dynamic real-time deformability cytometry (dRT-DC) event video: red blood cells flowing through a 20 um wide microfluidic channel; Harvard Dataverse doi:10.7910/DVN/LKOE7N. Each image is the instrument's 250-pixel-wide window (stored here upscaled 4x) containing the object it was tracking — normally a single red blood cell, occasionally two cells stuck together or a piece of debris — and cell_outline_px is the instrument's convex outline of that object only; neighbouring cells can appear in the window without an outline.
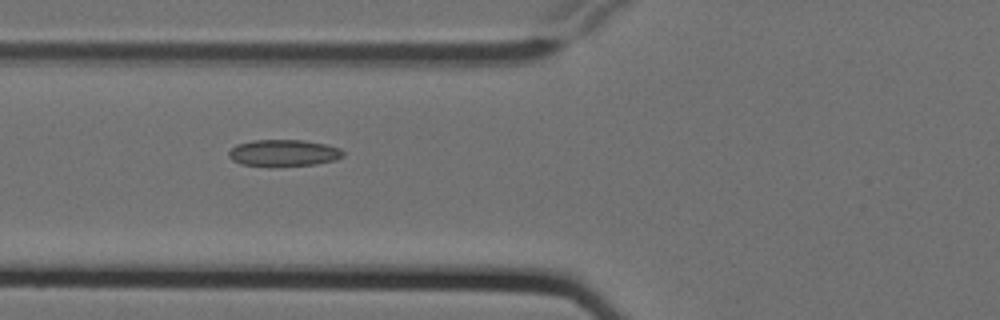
{"species": "Egyptian fruit bat (a non-hibernating species)", "species_latin": "Rousettus aegyptiacus", "temperature_condition": "cold", "stored_images_in_passage": 9, "camera_frame_rate_fps": 3000, "um_per_image_px": 0.085, "animal": {"sex": "female"}, "frame": {"image": 1, "passage_image": 7, "time_ms": 2.0, "image_size_px": [1000, 320], "cell_outline_px": [[344, 156], [336, 160], [316, 164], [272, 168], [268, 168], [240, 164], [232, 160], [228, 156], [228, 152], [236, 144], [252, 140], [304, 140], [324, 144], [340, 148], [344, 152]], "centroid_in_image_um": [24.08, 13.03], "position_along_channel_um": 101.7, "area_um2": 18.38}}
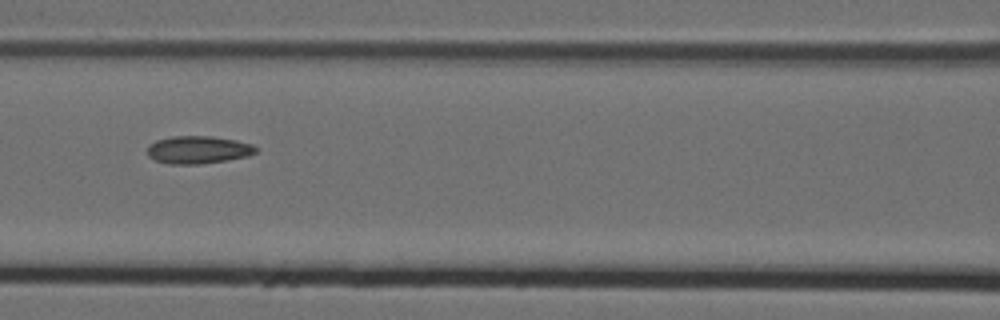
{"frame": {"image": 2, "passage_image": 8, "time_ms": 2.333, "image_size_px": [1000, 320], "cell_outline_px": [[256, 152], [248, 156], [228, 160], [200, 164], [168, 164], [156, 160], [148, 156], [148, 144], [156, 140], [172, 136], [212, 136], [236, 140], [252, 144], [256, 148]], "centroid_in_image_um": [16.83, 12.73], "position_along_channel_um": 149.8, "area_um2": 17.57}}
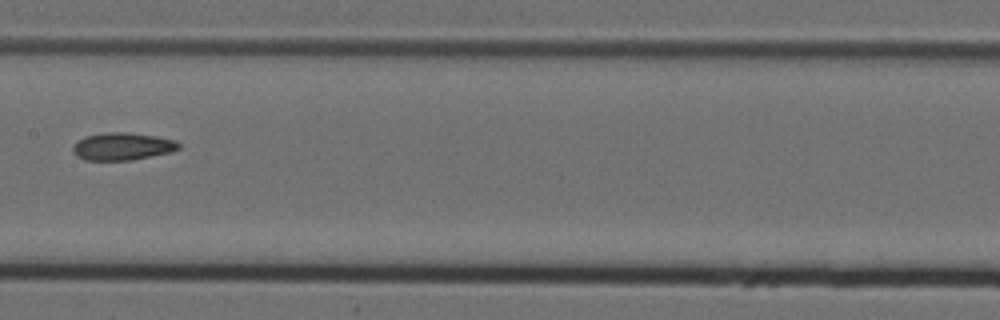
{"frame": {"image": 3, "passage_image": 9, "time_ms": 2.667, "image_size_px": [1000, 320], "cell_outline_px": [[180, 148], [168, 152], [132, 160], [84, 160], [76, 156], [72, 152], [72, 148], [84, 136], [104, 132], [128, 132], [156, 136], [176, 140], [180, 144]], "centroid_in_image_um": [10.38, 12.44], "position_along_channel_um": 197.0, "area_um2": 16.94}}